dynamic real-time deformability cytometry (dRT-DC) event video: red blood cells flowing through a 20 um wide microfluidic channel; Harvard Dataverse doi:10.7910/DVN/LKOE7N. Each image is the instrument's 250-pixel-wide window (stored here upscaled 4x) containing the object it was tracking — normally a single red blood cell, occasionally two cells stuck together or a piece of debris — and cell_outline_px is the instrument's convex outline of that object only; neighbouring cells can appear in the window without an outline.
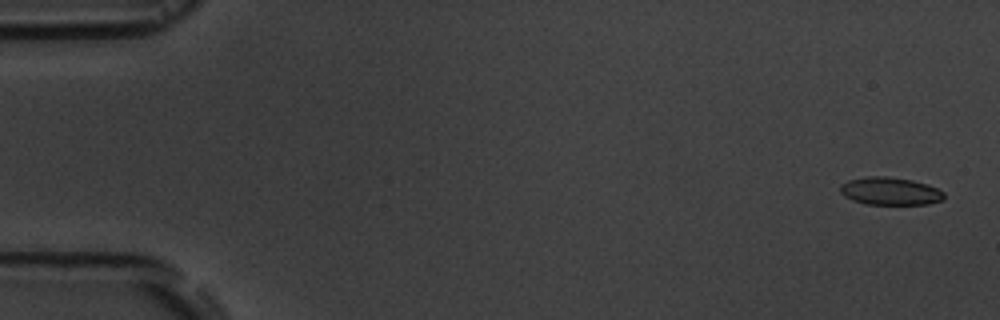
{"species": "common noctule bat (a hibernating species)", "species_latin": "Nyctalus noctula", "temperature_condition": "room temperature", "stored_images_in_passage": 5, "camera_frame_rate_fps": 3000, "um_per_image_px": 0.085, "animal": {"sex": "male", "body_mass_g": 19.5, "forearm_length_mm": 54.6}, "frame": {"image": 1, "passage_image": 1, "time_ms": 0.0, "image_size_px": [1000, 320], "cell_outline_px": [[944, 200], [928, 204], [864, 204], [852, 200], [844, 196], [840, 192], [840, 184], [848, 180], [868, 176], [888, 176], [912, 180], [928, 184], [944, 192]], "centroid_in_image_um": [75.65, 16.24], "position_along_channel_um": 9.3, "area_um2": 16.94}}
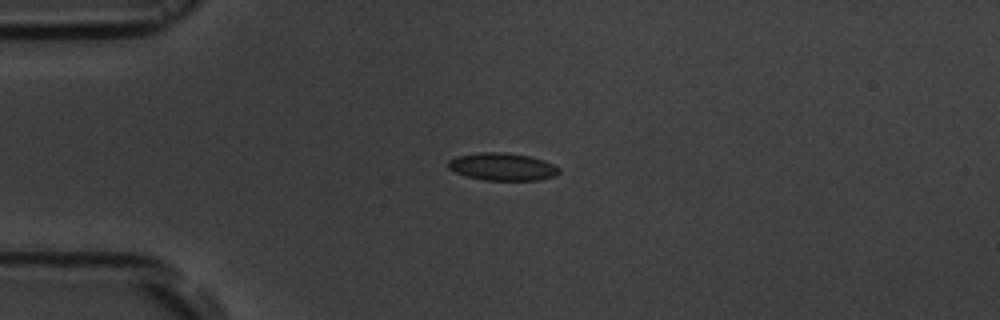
{"frame": {"image": 2, "passage_image": 4, "time_ms": 4.0, "image_size_px": [1000, 320], "cell_outline_px": [[560, 172], [556, 176], [540, 180], [484, 180], [468, 176], [456, 172], [448, 168], [448, 160], [456, 156], [476, 152], [504, 152], [528, 156], [544, 160], [560, 168]], "centroid_in_image_um": [42.71, 14.17], "position_along_channel_um": 42.3, "area_um2": 17.86}}